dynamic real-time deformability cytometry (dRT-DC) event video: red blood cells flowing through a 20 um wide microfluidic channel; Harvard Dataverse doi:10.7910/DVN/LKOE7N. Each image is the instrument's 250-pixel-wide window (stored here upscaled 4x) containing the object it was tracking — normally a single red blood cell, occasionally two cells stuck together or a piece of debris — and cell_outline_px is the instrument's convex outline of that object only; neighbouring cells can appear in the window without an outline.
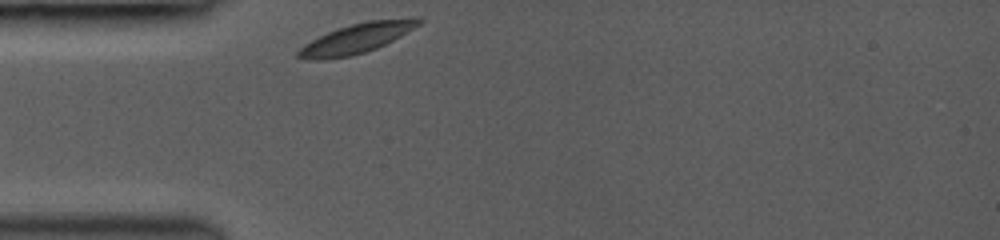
{"species": "common noctule bat (a hibernating species)", "species_latin": "Nyctalus noctula", "temperature_condition": "room temperature", "stored_images_in_passage": 3, "camera_frame_rate_fps": 3000, "um_per_image_px": 0.085, "animal": {"sex": "female", "body_mass_g": 19.0, "forearm_length_mm": 53.3}, "frame": {"image": 1, "passage_image": 1, "time_ms": 0.0, "image_size_px": [1000, 240], "cell_outline_px": [[424, 20], [420, 24], [400, 36], [376, 48], [352, 56], [324, 60], [308, 60], [296, 56], [296, 52], [304, 44], [328, 32], [352, 24], [368, 20], [420, 16]], "centroid_in_image_um": [30.34, 3.25], "position_along_channel_um": 54.7, "area_um2": 20.92}}